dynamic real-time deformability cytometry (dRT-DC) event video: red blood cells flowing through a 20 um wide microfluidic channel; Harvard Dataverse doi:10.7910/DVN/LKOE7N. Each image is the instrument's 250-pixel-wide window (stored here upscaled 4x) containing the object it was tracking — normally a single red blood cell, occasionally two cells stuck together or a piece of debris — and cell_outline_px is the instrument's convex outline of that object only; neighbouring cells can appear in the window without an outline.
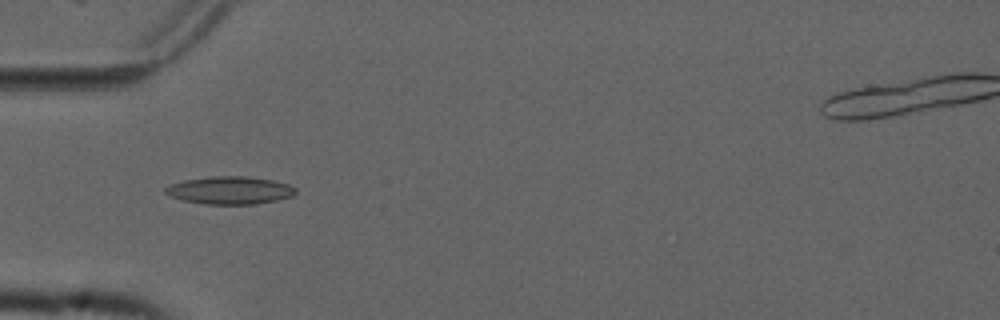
{"species": "common noctule bat (a hibernating species)", "species_latin": "Nyctalus noctula", "temperature_condition": "cold", "stored_images_in_passage": 7, "camera_frame_rate_fps": 3000, "um_per_image_px": 0.085, "animal": {"sex": "male", "forearm_length_mm": 52.5}, "frame": {"image": 1, "passage_image": 4, "time_ms": 1.0, "image_size_px": [1000, 320], "cell_outline_px": [[296, 192], [292, 196], [276, 200], [256, 204], [204, 204], [184, 200], [172, 196], [164, 192], [164, 188], [172, 184], [184, 180], [208, 176], [244, 176], [272, 180], [288, 184], [296, 188]], "centroid_in_image_um": [19.55, 16.17], "position_along_channel_um": 65.5, "area_um2": 20.92}}
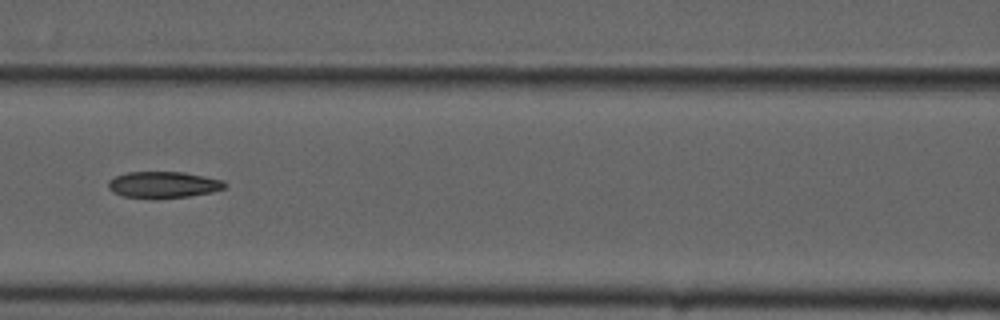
{"frame": {"image": 2, "passage_image": 6, "time_ms": 1.667, "image_size_px": [1000, 320], "cell_outline_px": [[228, 184], [224, 188], [212, 192], [188, 196], [124, 196], [112, 192], [108, 188], [108, 180], [116, 176], [128, 172], [184, 172], [224, 180]], "centroid_in_image_um": [13.91, 15.66], "position_along_channel_um": 152.7, "area_um2": 17.34}}
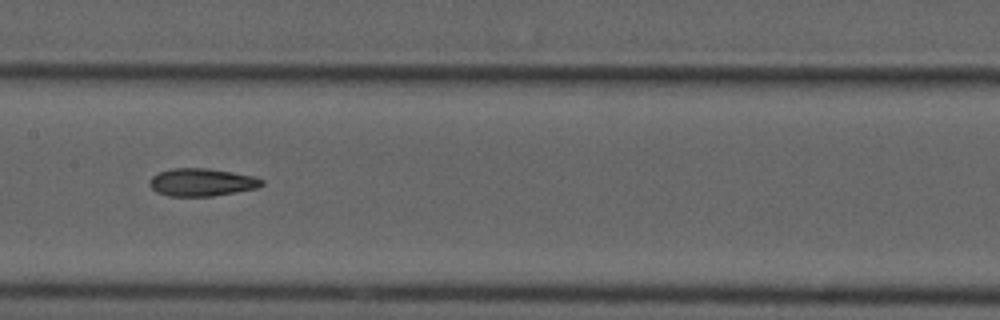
{"frame": {"image": 3, "passage_image": 7, "time_ms": 2.0, "image_size_px": [1000, 320], "cell_outline_px": [[264, 184], [256, 188], [212, 196], [168, 196], [156, 192], [148, 184], [148, 180], [152, 176], [160, 172], [172, 168], [208, 168], [232, 172], [252, 176], [264, 180]], "centroid_in_image_um": [17.11, 15.49], "position_along_channel_um": 190.3, "area_um2": 18.09}}